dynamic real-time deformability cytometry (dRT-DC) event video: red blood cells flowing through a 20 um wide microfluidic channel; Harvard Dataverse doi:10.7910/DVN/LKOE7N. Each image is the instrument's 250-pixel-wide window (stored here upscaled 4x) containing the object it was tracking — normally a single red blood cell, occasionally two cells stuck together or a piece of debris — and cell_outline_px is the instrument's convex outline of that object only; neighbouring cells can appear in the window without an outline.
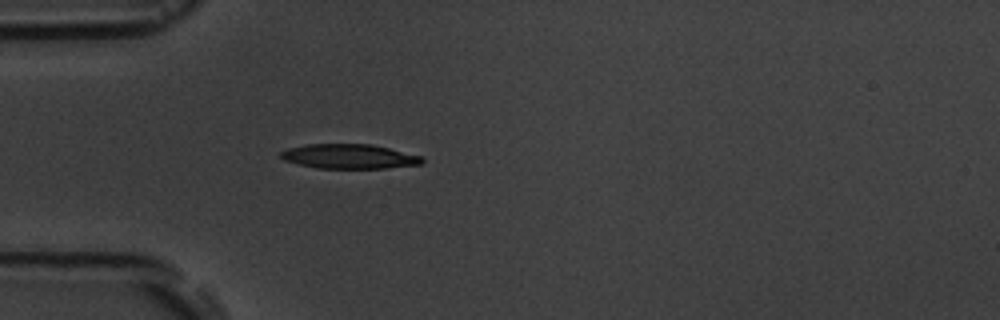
{"species": "common noctule bat (a hibernating species)", "species_latin": "Nyctalus noctula", "temperature_condition": "room temperature", "stored_images_in_passage": 1, "camera_frame_rate_fps": 3000, "um_per_image_px": 0.085, "animal": {"sex": "male", "body_mass_g": 19.5, "forearm_length_mm": 54.6}, "frame": {"image": 1, "passage_image": 1, "time_ms": 0.0, "image_size_px": [1000, 320], "cell_outline_px": [[424, 160], [420, 164], [388, 168], [316, 168], [284, 160], [280, 156], [280, 152], [288, 148], [304, 144], [372, 144], [420, 156]], "centroid_in_image_um": [29.65, 13.29], "position_along_channel_um": 55.4, "area_um2": 20.06}}